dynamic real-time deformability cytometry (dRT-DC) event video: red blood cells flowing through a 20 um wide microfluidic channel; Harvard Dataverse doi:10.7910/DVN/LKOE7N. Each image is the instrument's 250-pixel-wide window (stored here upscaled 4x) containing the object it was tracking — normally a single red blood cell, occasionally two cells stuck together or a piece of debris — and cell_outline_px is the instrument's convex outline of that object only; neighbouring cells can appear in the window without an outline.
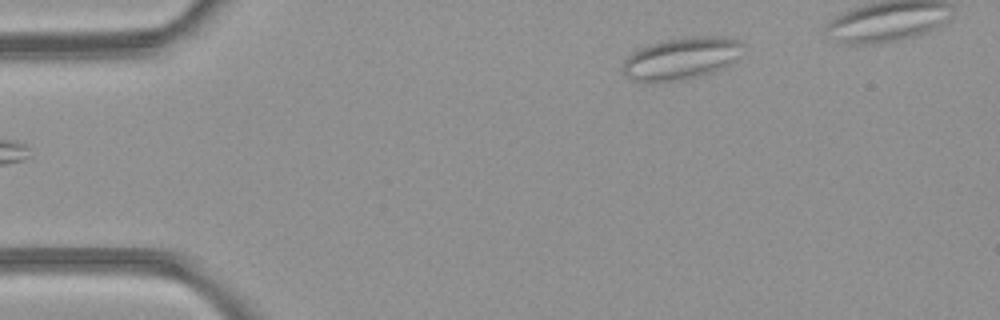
{"species": "common noctule bat (a hibernating species)", "species_latin": "Nyctalus noctula", "temperature_condition": "room temperature", "stored_images_in_passage": 37, "camera_frame_rate_fps": 3000, "um_per_image_px": 0.085, "animal": {"sex": "female", "body_mass_g": 21.9}, "frame": {"image": 1, "passage_image": 1, "time_ms": 0.0, "image_size_px": [1000, 320], "cell_outline_px": [[744, 44], [732, 64], [716, 72], [684, 80], [660, 84], [644, 84], [632, 80], [620, 68], [624, 60], [632, 52], [648, 44], [660, 40], [692, 36], [728, 36], [740, 40]], "centroid_in_image_um": [57.88, 5.0], "position_along_channel_um": 27.1, "area_um2": 30.63}}
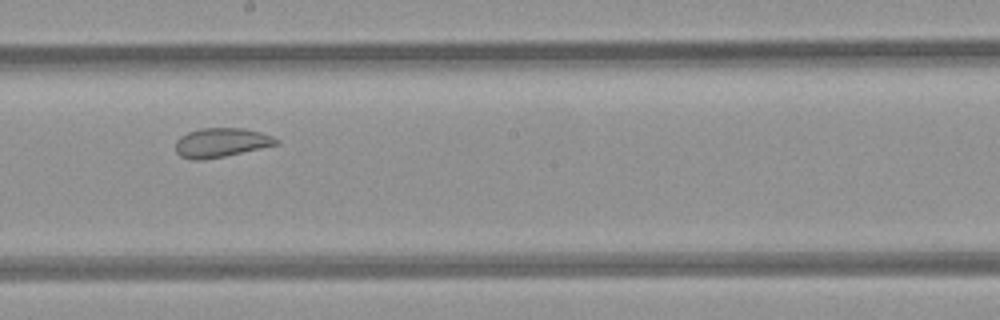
{"frame": {"image": 2, "passage_image": 20, "time_ms": 6.333, "image_size_px": [1000, 320], "cell_outline_px": [[280, 144], [224, 156], [200, 160], [192, 160], [180, 156], [176, 152], [176, 140], [180, 136], [188, 132], [200, 128], [244, 128], [260, 132], [272, 136], [280, 140]], "centroid_in_image_um": [18.8, 12.11], "position_along_channel_um": 229.4, "area_um2": 17.17}}
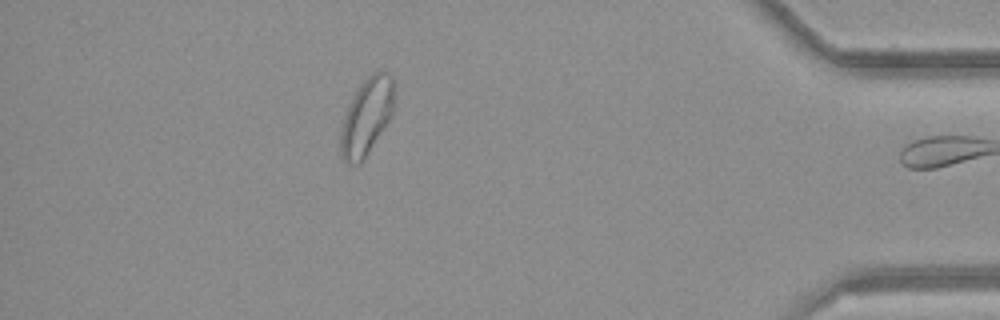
{"frame": {"image": 3, "passage_image": 36, "time_ms": 11.667, "image_size_px": [1000, 320], "cell_outline_px": [[392, 116], [360, 164], [344, 164], [340, 156], [340, 132], [344, 116], [352, 96], [356, 88], [372, 72], [380, 68], [388, 72], [392, 76]], "centroid_in_image_um": [31.12, 9.9], "position_along_channel_um": 404.1, "area_um2": 24.1}, "authors_computed_cell_mechanics": {"area_um2": 19.3052, "velocity_mm_per_s": 4.2182, "shape_relaxation_time_tau1_ms": null, "shape_relaxation_time_tau2_ms": 1.0302, "deformation_change_tau1": null, "deformation_change_tau2": 0.0619}}